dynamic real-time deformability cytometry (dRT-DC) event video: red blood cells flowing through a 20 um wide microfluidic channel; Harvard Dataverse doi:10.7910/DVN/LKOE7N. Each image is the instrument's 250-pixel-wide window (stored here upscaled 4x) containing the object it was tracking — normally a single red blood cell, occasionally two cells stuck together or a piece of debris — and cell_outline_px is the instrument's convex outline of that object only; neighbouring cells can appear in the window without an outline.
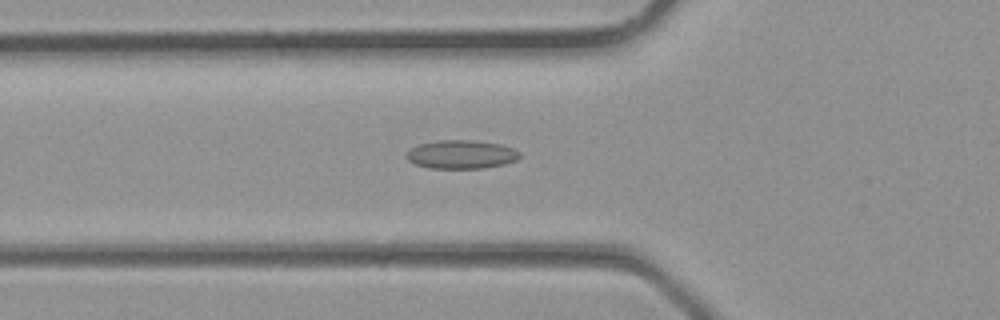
{"species": "common noctule bat (a hibernating species)", "species_latin": "Nyctalus noctula", "temperature_condition": "room temperature", "stored_images_in_passage": 27, "camera_frame_rate_fps": 3000, "um_per_image_px": 0.085, "animal": {"sex": "male", "body_mass_g": 23.1, "forearm_length_mm": 52.7}, "frame": {"image": 1, "passage_image": 6, "time_ms": 1.667, "image_size_px": [1000, 320], "cell_outline_px": [[520, 156], [516, 160], [504, 164], [484, 168], [428, 168], [416, 164], [408, 160], [408, 148], [420, 144], [436, 140], [472, 140], [500, 144], [512, 148], [520, 152]], "centroid_in_image_um": [39.21, 13.12], "position_along_channel_um": 86.6, "area_um2": 18.79}}
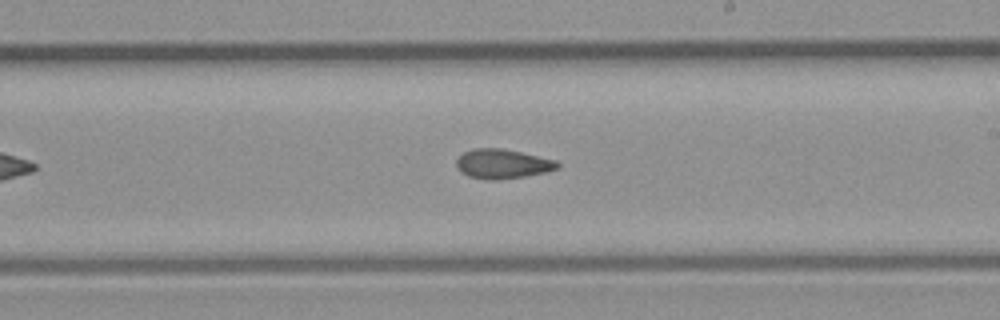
{"frame": {"image": 2, "passage_image": 14, "time_ms": 4.333, "image_size_px": [1000, 320], "cell_outline_px": [[560, 168], [548, 172], [524, 176], [496, 180], [488, 180], [468, 176], [460, 172], [456, 168], [456, 160], [464, 152], [472, 148], [500, 148], [520, 152], [556, 160], [560, 164]], "centroid_in_image_um": [42.71, 13.93], "position_along_channel_um": 246.3, "area_um2": 17.46}}
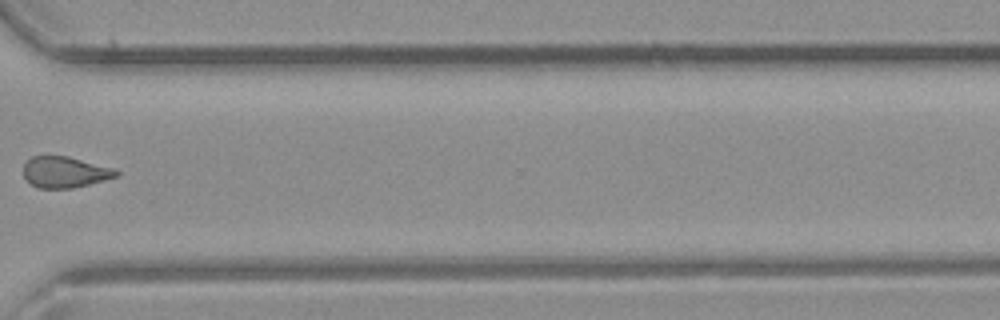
{"frame": {"image": 3, "passage_image": 20, "time_ms": 6.333, "image_size_px": [1000, 320], "cell_outline_px": [[120, 176], [72, 188], [40, 188], [24, 180], [24, 164], [32, 156], [68, 156], [116, 168], [120, 172]], "centroid_in_image_um": [5.55, 14.62], "position_along_channel_um": 365.0, "area_um2": 16.94}}